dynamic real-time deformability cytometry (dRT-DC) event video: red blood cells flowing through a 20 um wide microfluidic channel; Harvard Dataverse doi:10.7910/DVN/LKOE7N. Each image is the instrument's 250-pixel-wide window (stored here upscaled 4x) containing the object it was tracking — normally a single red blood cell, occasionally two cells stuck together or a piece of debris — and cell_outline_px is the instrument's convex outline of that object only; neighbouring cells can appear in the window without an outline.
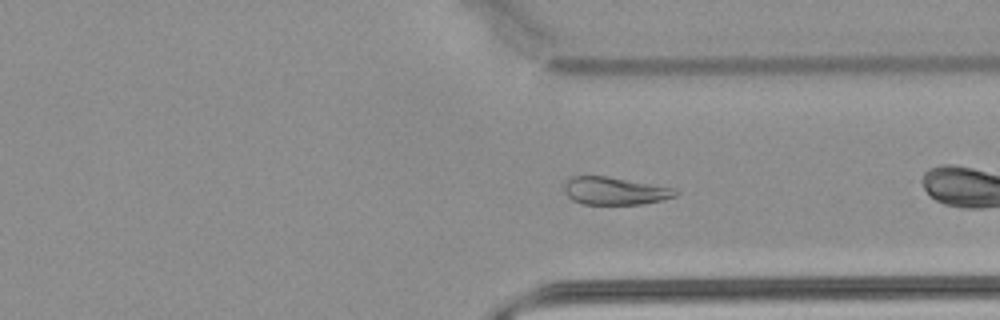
{"species": "common noctule bat (a hibernating species)", "species_latin": "Nyctalus noctula", "temperature_condition": "warm", "stored_images_in_passage": 51, "camera_frame_rate_fps": 3000, "um_per_image_px": 0.085, "animal": {"sex": "male", "body_mass_g": 21.5, "forearm_length_mm": 52.0}, "frame": {"image": 1, "passage_image": 37, "time_ms": 12.0, "image_size_px": [1000, 320], "cell_outline_px": [[680, 192], [676, 196], [660, 200], [640, 204], [584, 204], [572, 200], [564, 192], [564, 184], [572, 176], [608, 176], [672, 188]], "centroid_in_image_um": [52.22, 16.22], "position_along_channel_um": 359.2, "area_um2": 17.74}}